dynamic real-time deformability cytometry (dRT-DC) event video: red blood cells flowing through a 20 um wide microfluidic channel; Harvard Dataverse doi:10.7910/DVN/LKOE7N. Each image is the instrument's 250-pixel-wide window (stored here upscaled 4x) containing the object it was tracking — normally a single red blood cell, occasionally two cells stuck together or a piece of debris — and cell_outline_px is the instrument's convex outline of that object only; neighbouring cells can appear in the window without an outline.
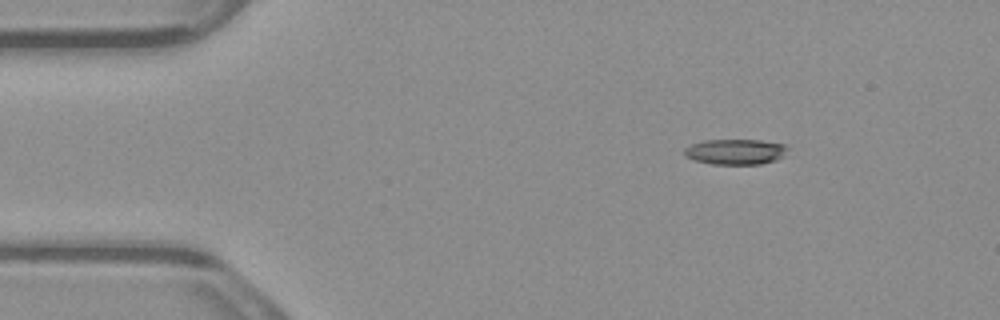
{"species": "common noctule bat (a hibernating species)", "species_latin": "Nyctalus noctula", "temperature_condition": "warm", "stored_images_in_passage": 5, "camera_frame_rate_fps": 3000, "um_per_image_px": 0.085, "animal": {"sex": "male", "body_mass_g": 23.1, "forearm_length_mm": 52.7}, "frame": {"image": 1, "passage_image": 2, "time_ms": 0.333, "image_size_px": [1000, 320], "cell_outline_px": [[788, 148], [784, 156], [776, 160], [760, 164], [712, 164], [696, 160], [684, 156], [684, 148], [692, 144], [704, 140], [760, 140], [788, 144]], "centroid_in_image_um": [62.55, 12.89], "position_along_channel_um": 22.5, "area_um2": 15.43}}
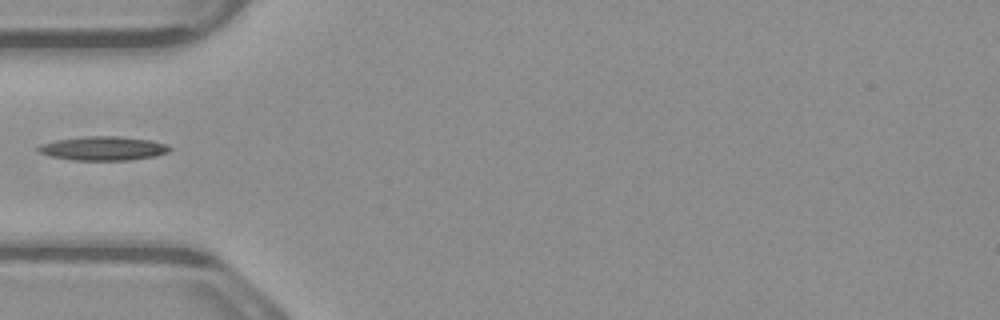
{"frame": {"image": 2, "passage_image": 5, "time_ms": 1.333, "image_size_px": [1000, 320], "cell_outline_px": [[172, 148], [168, 152], [156, 156], [128, 160], [72, 160], [52, 156], [40, 152], [36, 148], [40, 144], [56, 140], [88, 136], [120, 136], [152, 140], [164, 144]], "centroid_in_image_um": [8.79, 12.61], "position_along_channel_um": 76.2, "area_um2": 18.26}}